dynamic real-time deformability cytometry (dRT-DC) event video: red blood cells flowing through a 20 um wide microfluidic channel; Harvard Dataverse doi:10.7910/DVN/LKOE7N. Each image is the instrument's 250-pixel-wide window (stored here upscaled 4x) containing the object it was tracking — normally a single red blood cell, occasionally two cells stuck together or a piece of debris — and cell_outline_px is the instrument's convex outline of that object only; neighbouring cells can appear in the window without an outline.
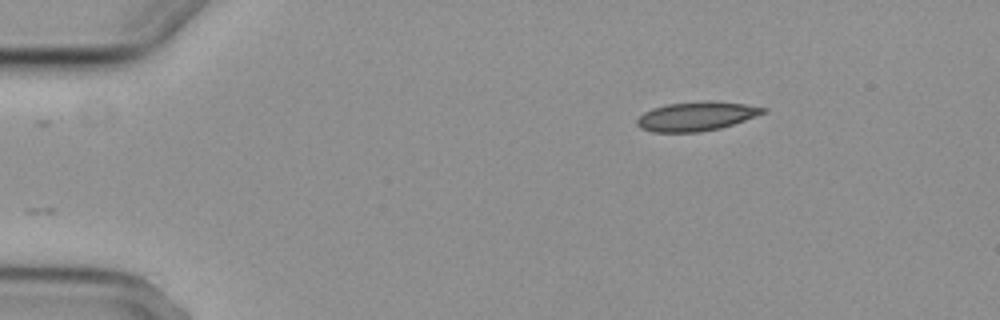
{"species": "common noctule bat (a hibernating species)", "species_latin": "Nyctalus noctula", "temperature_condition": "cold", "stored_images_in_passage": 4, "camera_frame_rate_fps": 3000, "um_per_image_px": 0.085, "animal": {"sex": "female", "body_mass_g": 29.2, "forearm_length_mm": 56.3}, "frame": {"image": 1, "passage_image": 1, "time_ms": 0.0, "image_size_px": [1000, 320], "cell_outline_px": [[768, 108], [764, 112], [744, 120], [720, 128], [700, 132], [652, 132], [640, 128], [636, 124], [636, 120], [644, 112], [652, 108], [668, 104], [744, 104]], "centroid_in_image_um": [59.09, 9.95], "position_along_channel_um": 25.9, "area_um2": 20.11}}
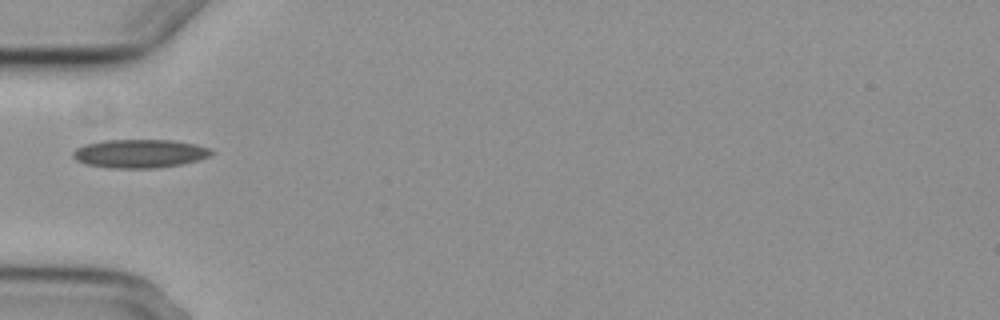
{"frame": {"image": 2, "passage_image": 3, "time_ms": 3.333, "image_size_px": [1000, 320], "cell_outline_px": [[216, 152], [212, 156], [180, 164], [156, 168], [112, 168], [84, 164], [76, 160], [72, 156], [72, 152], [76, 148], [84, 144], [100, 140], [172, 140], [196, 144], [212, 148]], "centroid_in_image_um": [11.88, 13.04], "position_along_channel_um": 73.1, "area_um2": 23.29}}
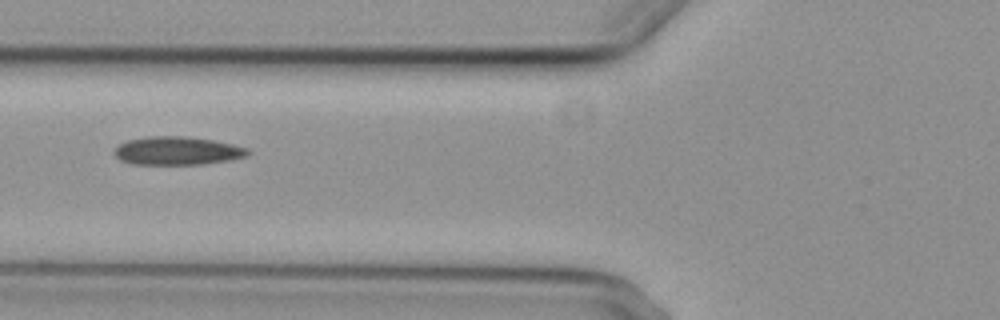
{"frame": {"image": 3, "passage_image": 4, "time_ms": 4.333, "image_size_px": [1000, 320], "cell_outline_px": [[252, 152], [248, 156], [228, 160], [204, 164], [132, 164], [120, 160], [112, 152], [120, 144], [128, 140], [148, 136], [184, 136], [212, 140], [232, 144], [248, 148]], "centroid_in_image_um": [15.08, 12.82], "position_along_channel_um": 110.7, "area_um2": 22.02}}